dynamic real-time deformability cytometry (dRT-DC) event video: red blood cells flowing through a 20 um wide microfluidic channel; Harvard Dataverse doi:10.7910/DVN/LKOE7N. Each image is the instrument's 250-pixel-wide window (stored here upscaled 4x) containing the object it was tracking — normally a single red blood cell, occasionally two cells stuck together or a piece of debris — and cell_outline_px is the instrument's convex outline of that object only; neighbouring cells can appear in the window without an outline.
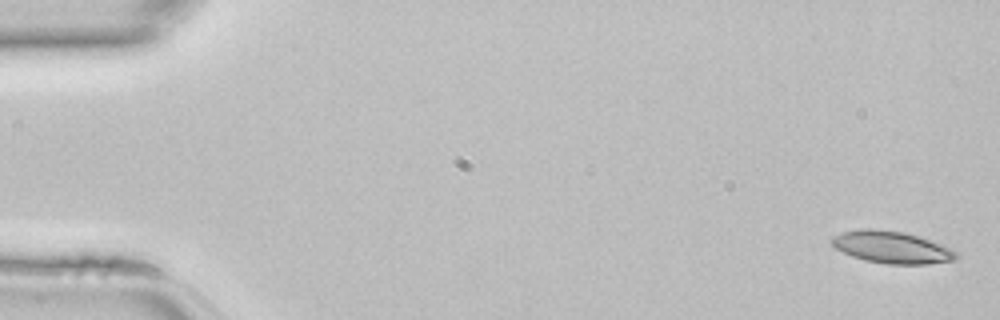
{"species": "common noctule bat (a hibernating species)", "species_latin": "Nyctalus noctula", "temperature_condition": "room temperature", "stored_images_in_passage": 45, "camera_frame_rate_fps": 3000, "um_per_image_px": 0.085, "animal": {"sex": "female", "body_mass_g": 22.7, "forearm_length_mm": 54.2}, "frame": {"image": 1, "passage_image": 1, "time_ms": 0.0, "image_size_px": [1000, 320], "cell_outline_px": [[960, 256], [952, 260], [928, 264], [888, 264], [864, 260], [852, 256], [836, 248], [832, 244], [832, 236], [844, 232], [868, 228], [872, 228], [904, 232], [920, 236], [944, 244], [952, 248]], "centroid_in_image_um": [75.85, 21.01], "position_along_channel_um": 9.1, "area_um2": 23.29}}
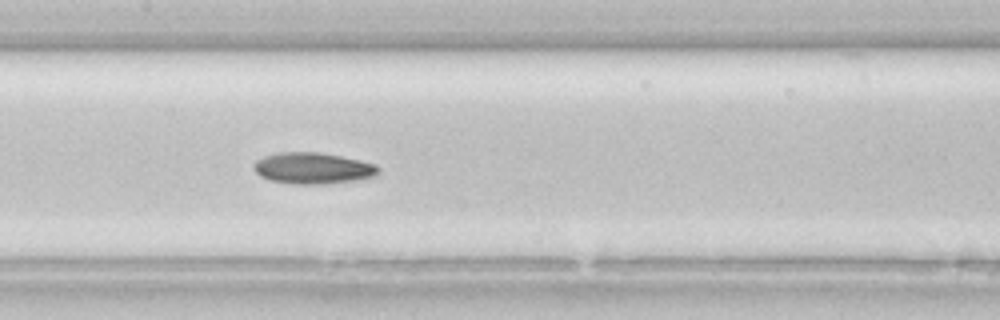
{"frame": {"image": 2, "passage_image": 22, "time_ms": 7.0, "image_size_px": [1000, 320], "cell_outline_px": [[380, 172], [376, 176], [352, 180], [324, 184], [292, 184], [272, 180], [260, 176], [252, 168], [252, 164], [256, 160], [264, 156], [276, 152], [320, 152], [360, 160], [376, 164], [380, 168]], "centroid_in_image_um": [26.58, 14.29], "position_along_channel_um": 180.8, "area_um2": 22.83}}
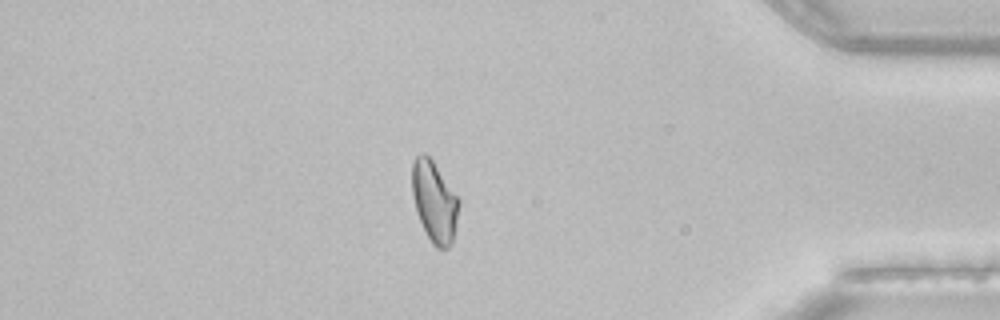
{"frame": {"image": 3, "passage_image": 39, "time_ms": 12.667, "image_size_px": [1000, 320], "cell_outline_px": [[460, 204], [456, 224], [452, 240], [448, 248], [436, 248], [432, 244], [416, 212], [412, 196], [412, 164], [416, 156], [420, 152], [424, 152], [432, 160], [460, 200]], "centroid_in_image_um": [36.91, 17.12], "position_along_channel_um": 398.3, "area_um2": 21.91}}